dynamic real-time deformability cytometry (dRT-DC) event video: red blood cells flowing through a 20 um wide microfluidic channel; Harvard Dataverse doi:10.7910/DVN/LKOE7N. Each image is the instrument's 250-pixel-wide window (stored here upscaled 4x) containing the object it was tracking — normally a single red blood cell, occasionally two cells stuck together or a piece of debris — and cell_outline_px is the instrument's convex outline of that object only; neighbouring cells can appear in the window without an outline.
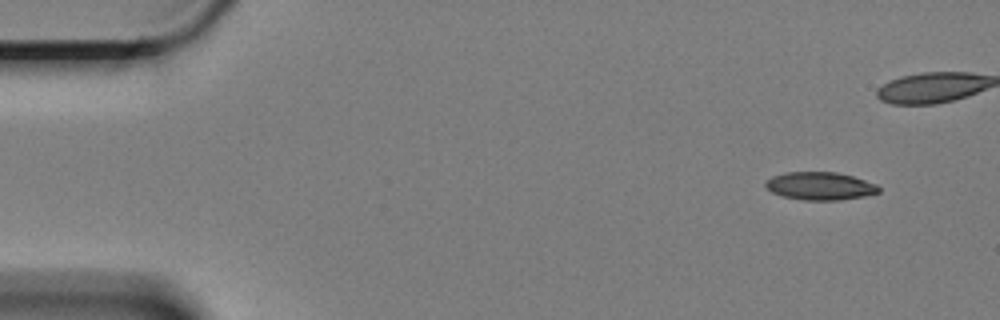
{"species": "Egyptian fruit bat (a non-hibernating species)", "species_latin": "Rousettus aegyptiacus", "temperature_condition": "cold", "stored_images_in_passage": 45, "camera_frame_rate_fps": 3000, "um_per_image_px": 0.085, "animal": {"sex": "female"}, "frame": {"image": 1, "passage_image": 1, "time_ms": 0.0, "image_size_px": [1000, 320], "cell_outline_px": [[880, 192], [864, 196], [840, 200], [804, 200], [780, 196], [772, 192], [764, 184], [764, 180], [772, 176], [784, 172], [836, 172], [852, 176], [876, 184], [880, 188]], "centroid_in_image_um": [69.67, 15.81], "position_along_channel_um": 15.3, "area_um2": 18.5}}
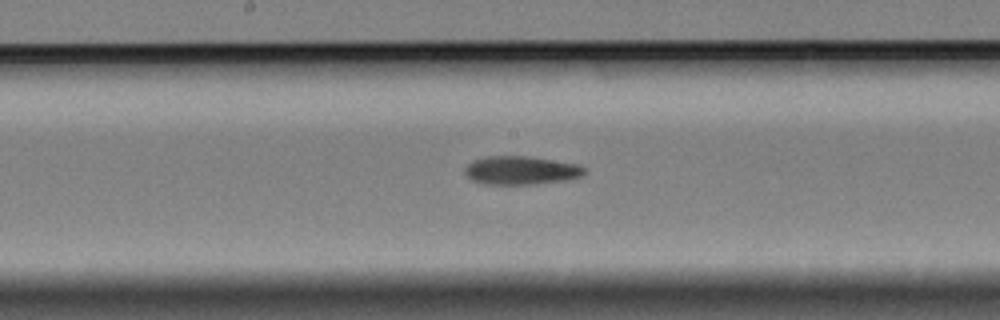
{"frame": {"image": 2, "passage_image": 27, "time_ms": 8.667, "image_size_px": [1000, 320], "cell_outline_px": [[584, 176], [572, 180], [536, 184], [484, 184], [472, 180], [464, 172], [464, 168], [472, 160], [484, 156], [524, 156], [576, 164], [584, 168]], "centroid_in_image_um": [44.27, 14.49], "position_along_channel_um": 203.9, "area_um2": 19.88}}
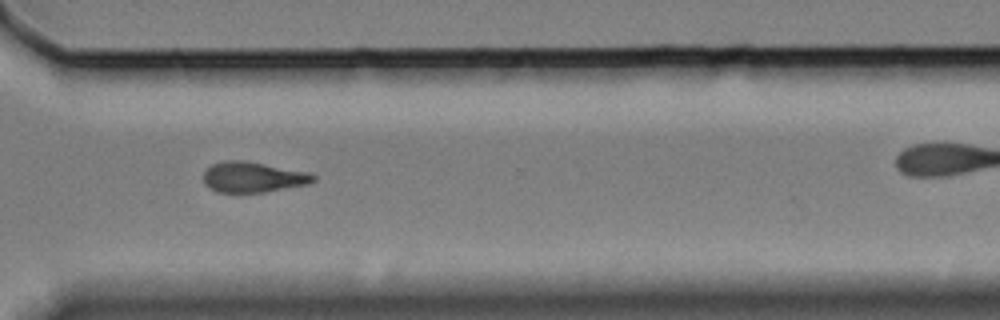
{"frame": {"image": 3, "passage_image": 40, "time_ms": 13.0, "image_size_px": [1000, 320], "cell_outline_px": [[316, 180], [308, 184], [264, 192], [216, 192], [208, 188], [204, 184], [204, 172], [212, 164], [224, 160], [244, 160], [308, 172], [316, 176]], "centroid_in_image_um": [21.48, 15.05], "position_along_channel_um": 349.1, "area_um2": 19.54}}